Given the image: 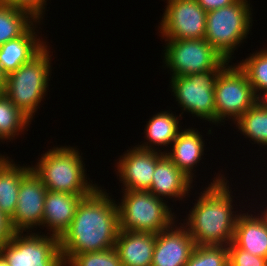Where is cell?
I'll use <instances>...</instances> for the list:
<instances>
[{
	"instance_id": "7",
	"label": "cell",
	"mask_w": 267,
	"mask_h": 266,
	"mask_svg": "<svg viewBox=\"0 0 267 266\" xmlns=\"http://www.w3.org/2000/svg\"><path fill=\"white\" fill-rule=\"evenodd\" d=\"M165 64L172 77L221 71L229 62L203 39L165 40ZM228 62V63H227Z\"/></svg>"
},
{
	"instance_id": "15",
	"label": "cell",
	"mask_w": 267,
	"mask_h": 266,
	"mask_svg": "<svg viewBox=\"0 0 267 266\" xmlns=\"http://www.w3.org/2000/svg\"><path fill=\"white\" fill-rule=\"evenodd\" d=\"M85 197L87 196L47 191L42 225L49 227L51 235L60 239L70 227L76 209Z\"/></svg>"
},
{
	"instance_id": "28",
	"label": "cell",
	"mask_w": 267,
	"mask_h": 266,
	"mask_svg": "<svg viewBox=\"0 0 267 266\" xmlns=\"http://www.w3.org/2000/svg\"><path fill=\"white\" fill-rule=\"evenodd\" d=\"M64 264L70 266H122L116 249L73 254Z\"/></svg>"
},
{
	"instance_id": "16",
	"label": "cell",
	"mask_w": 267,
	"mask_h": 266,
	"mask_svg": "<svg viewBox=\"0 0 267 266\" xmlns=\"http://www.w3.org/2000/svg\"><path fill=\"white\" fill-rule=\"evenodd\" d=\"M156 234L120 230L114 248L122 266H151Z\"/></svg>"
},
{
	"instance_id": "3",
	"label": "cell",
	"mask_w": 267,
	"mask_h": 266,
	"mask_svg": "<svg viewBox=\"0 0 267 266\" xmlns=\"http://www.w3.org/2000/svg\"><path fill=\"white\" fill-rule=\"evenodd\" d=\"M78 152L65 146L50 149L32 170L48 191L89 196L97 187L86 180L85 167Z\"/></svg>"
},
{
	"instance_id": "4",
	"label": "cell",
	"mask_w": 267,
	"mask_h": 266,
	"mask_svg": "<svg viewBox=\"0 0 267 266\" xmlns=\"http://www.w3.org/2000/svg\"><path fill=\"white\" fill-rule=\"evenodd\" d=\"M47 48L45 45L28 62L7 74L6 78L4 94L30 119H33L50 81L51 66Z\"/></svg>"
},
{
	"instance_id": "18",
	"label": "cell",
	"mask_w": 267,
	"mask_h": 266,
	"mask_svg": "<svg viewBox=\"0 0 267 266\" xmlns=\"http://www.w3.org/2000/svg\"><path fill=\"white\" fill-rule=\"evenodd\" d=\"M233 243L252 255L267 259V222L262 215L238 214Z\"/></svg>"
},
{
	"instance_id": "32",
	"label": "cell",
	"mask_w": 267,
	"mask_h": 266,
	"mask_svg": "<svg viewBox=\"0 0 267 266\" xmlns=\"http://www.w3.org/2000/svg\"><path fill=\"white\" fill-rule=\"evenodd\" d=\"M237 0H197L200 7L206 12L229 6Z\"/></svg>"
},
{
	"instance_id": "31",
	"label": "cell",
	"mask_w": 267,
	"mask_h": 266,
	"mask_svg": "<svg viewBox=\"0 0 267 266\" xmlns=\"http://www.w3.org/2000/svg\"><path fill=\"white\" fill-rule=\"evenodd\" d=\"M13 234L10 219L0 211V248L12 238Z\"/></svg>"
},
{
	"instance_id": "36",
	"label": "cell",
	"mask_w": 267,
	"mask_h": 266,
	"mask_svg": "<svg viewBox=\"0 0 267 266\" xmlns=\"http://www.w3.org/2000/svg\"><path fill=\"white\" fill-rule=\"evenodd\" d=\"M6 83H0V96L4 93Z\"/></svg>"
},
{
	"instance_id": "5",
	"label": "cell",
	"mask_w": 267,
	"mask_h": 266,
	"mask_svg": "<svg viewBox=\"0 0 267 266\" xmlns=\"http://www.w3.org/2000/svg\"><path fill=\"white\" fill-rule=\"evenodd\" d=\"M118 207L120 230L157 234L175 222L171 208L149 191L124 190ZM170 209V210H169Z\"/></svg>"
},
{
	"instance_id": "9",
	"label": "cell",
	"mask_w": 267,
	"mask_h": 266,
	"mask_svg": "<svg viewBox=\"0 0 267 266\" xmlns=\"http://www.w3.org/2000/svg\"><path fill=\"white\" fill-rule=\"evenodd\" d=\"M22 234L14 232L12 238L0 248L9 266H66L59 238L35 233L28 236Z\"/></svg>"
},
{
	"instance_id": "34",
	"label": "cell",
	"mask_w": 267,
	"mask_h": 266,
	"mask_svg": "<svg viewBox=\"0 0 267 266\" xmlns=\"http://www.w3.org/2000/svg\"><path fill=\"white\" fill-rule=\"evenodd\" d=\"M7 74L2 70L0 65V83H6Z\"/></svg>"
},
{
	"instance_id": "19",
	"label": "cell",
	"mask_w": 267,
	"mask_h": 266,
	"mask_svg": "<svg viewBox=\"0 0 267 266\" xmlns=\"http://www.w3.org/2000/svg\"><path fill=\"white\" fill-rule=\"evenodd\" d=\"M31 26L22 36L0 46V65L9 74L34 57L46 44L35 35Z\"/></svg>"
},
{
	"instance_id": "8",
	"label": "cell",
	"mask_w": 267,
	"mask_h": 266,
	"mask_svg": "<svg viewBox=\"0 0 267 266\" xmlns=\"http://www.w3.org/2000/svg\"><path fill=\"white\" fill-rule=\"evenodd\" d=\"M215 123L232 117L237 121L258 98L246 73L238 66L228 64L218 73L214 87Z\"/></svg>"
},
{
	"instance_id": "35",
	"label": "cell",
	"mask_w": 267,
	"mask_h": 266,
	"mask_svg": "<svg viewBox=\"0 0 267 266\" xmlns=\"http://www.w3.org/2000/svg\"><path fill=\"white\" fill-rule=\"evenodd\" d=\"M0 266H9L4 256L0 253Z\"/></svg>"
},
{
	"instance_id": "22",
	"label": "cell",
	"mask_w": 267,
	"mask_h": 266,
	"mask_svg": "<svg viewBox=\"0 0 267 266\" xmlns=\"http://www.w3.org/2000/svg\"><path fill=\"white\" fill-rule=\"evenodd\" d=\"M179 119L171 112H161L154 115L146 124L144 133H146V139H149L146 145H138L137 147L145 150H157L152 146H165L174 142L178 136L179 131ZM153 144V145H152ZM157 144V145H156Z\"/></svg>"
},
{
	"instance_id": "2",
	"label": "cell",
	"mask_w": 267,
	"mask_h": 266,
	"mask_svg": "<svg viewBox=\"0 0 267 266\" xmlns=\"http://www.w3.org/2000/svg\"><path fill=\"white\" fill-rule=\"evenodd\" d=\"M225 180L220 175L214 178L188 215L186 227L196 245L228 246L233 242L238 214H233V199Z\"/></svg>"
},
{
	"instance_id": "14",
	"label": "cell",
	"mask_w": 267,
	"mask_h": 266,
	"mask_svg": "<svg viewBox=\"0 0 267 266\" xmlns=\"http://www.w3.org/2000/svg\"><path fill=\"white\" fill-rule=\"evenodd\" d=\"M172 226L156 234L151 266H185L191 257L196 243L188 229Z\"/></svg>"
},
{
	"instance_id": "6",
	"label": "cell",
	"mask_w": 267,
	"mask_h": 266,
	"mask_svg": "<svg viewBox=\"0 0 267 266\" xmlns=\"http://www.w3.org/2000/svg\"><path fill=\"white\" fill-rule=\"evenodd\" d=\"M251 15L247 0H237L229 6L208 11L204 38L229 62L233 50L248 35Z\"/></svg>"
},
{
	"instance_id": "17",
	"label": "cell",
	"mask_w": 267,
	"mask_h": 266,
	"mask_svg": "<svg viewBox=\"0 0 267 266\" xmlns=\"http://www.w3.org/2000/svg\"><path fill=\"white\" fill-rule=\"evenodd\" d=\"M192 181L165 154L156 164L152 184L148 191L157 198L183 199L189 195Z\"/></svg>"
},
{
	"instance_id": "37",
	"label": "cell",
	"mask_w": 267,
	"mask_h": 266,
	"mask_svg": "<svg viewBox=\"0 0 267 266\" xmlns=\"http://www.w3.org/2000/svg\"><path fill=\"white\" fill-rule=\"evenodd\" d=\"M262 216H263V218L266 220V222H267V209H266V211H264L263 213H262Z\"/></svg>"
},
{
	"instance_id": "23",
	"label": "cell",
	"mask_w": 267,
	"mask_h": 266,
	"mask_svg": "<svg viewBox=\"0 0 267 266\" xmlns=\"http://www.w3.org/2000/svg\"><path fill=\"white\" fill-rule=\"evenodd\" d=\"M36 21L28 11L0 0V46L22 36Z\"/></svg>"
},
{
	"instance_id": "12",
	"label": "cell",
	"mask_w": 267,
	"mask_h": 266,
	"mask_svg": "<svg viewBox=\"0 0 267 266\" xmlns=\"http://www.w3.org/2000/svg\"><path fill=\"white\" fill-rule=\"evenodd\" d=\"M47 191L40 177L32 169L23 177L17 206L10 219L14 232H24L42 225Z\"/></svg>"
},
{
	"instance_id": "33",
	"label": "cell",
	"mask_w": 267,
	"mask_h": 266,
	"mask_svg": "<svg viewBox=\"0 0 267 266\" xmlns=\"http://www.w3.org/2000/svg\"><path fill=\"white\" fill-rule=\"evenodd\" d=\"M258 101L267 108V92L258 98Z\"/></svg>"
},
{
	"instance_id": "27",
	"label": "cell",
	"mask_w": 267,
	"mask_h": 266,
	"mask_svg": "<svg viewBox=\"0 0 267 266\" xmlns=\"http://www.w3.org/2000/svg\"><path fill=\"white\" fill-rule=\"evenodd\" d=\"M185 266H229L228 246L196 245Z\"/></svg>"
},
{
	"instance_id": "10",
	"label": "cell",
	"mask_w": 267,
	"mask_h": 266,
	"mask_svg": "<svg viewBox=\"0 0 267 266\" xmlns=\"http://www.w3.org/2000/svg\"><path fill=\"white\" fill-rule=\"evenodd\" d=\"M220 71L171 77L172 92L184 111L215 123L214 87Z\"/></svg>"
},
{
	"instance_id": "26",
	"label": "cell",
	"mask_w": 267,
	"mask_h": 266,
	"mask_svg": "<svg viewBox=\"0 0 267 266\" xmlns=\"http://www.w3.org/2000/svg\"><path fill=\"white\" fill-rule=\"evenodd\" d=\"M242 61L238 66L246 73L255 96L259 98L262 91L263 94L267 92V49L253 53Z\"/></svg>"
},
{
	"instance_id": "29",
	"label": "cell",
	"mask_w": 267,
	"mask_h": 266,
	"mask_svg": "<svg viewBox=\"0 0 267 266\" xmlns=\"http://www.w3.org/2000/svg\"><path fill=\"white\" fill-rule=\"evenodd\" d=\"M228 264L229 266H267V259L252 255L231 242L228 245Z\"/></svg>"
},
{
	"instance_id": "1",
	"label": "cell",
	"mask_w": 267,
	"mask_h": 266,
	"mask_svg": "<svg viewBox=\"0 0 267 266\" xmlns=\"http://www.w3.org/2000/svg\"><path fill=\"white\" fill-rule=\"evenodd\" d=\"M117 206L108 193L98 187L81 200L70 227L59 239L64 263L73 254L114 247L120 231Z\"/></svg>"
},
{
	"instance_id": "11",
	"label": "cell",
	"mask_w": 267,
	"mask_h": 266,
	"mask_svg": "<svg viewBox=\"0 0 267 266\" xmlns=\"http://www.w3.org/2000/svg\"><path fill=\"white\" fill-rule=\"evenodd\" d=\"M160 33L165 40L203 39L207 12L197 0H167Z\"/></svg>"
},
{
	"instance_id": "20",
	"label": "cell",
	"mask_w": 267,
	"mask_h": 266,
	"mask_svg": "<svg viewBox=\"0 0 267 266\" xmlns=\"http://www.w3.org/2000/svg\"><path fill=\"white\" fill-rule=\"evenodd\" d=\"M198 130H182L173 142V149L166 156L192 180L193 166L202 159L204 143Z\"/></svg>"
},
{
	"instance_id": "30",
	"label": "cell",
	"mask_w": 267,
	"mask_h": 266,
	"mask_svg": "<svg viewBox=\"0 0 267 266\" xmlns=\"http://www.w3.org/2000/svg\"><path fill=\"white\" fill-rule=\"evenodd\" d=\"M9 5L16 8L28 11L36 20L40 22L43 15L44 5H46V0H2Z\"/></svg>"
},
{
	"instance_id": "24",
	"label": "cell",
	"mask_w": 267,
	"mask_h": 266,
	"mask_svg": "<svg viewBox=\"0 0 267 266\" xmlns=\"http://www.w3.org/2000/svg\"><path fill=\"white\" fill-rule=\"evenodd\" d=\"M236 125L252 141L267 145V108L259 101L237 120Z\"/></svg>"
},
{
	"instance_id": "13",
	"label": "cell",
	"mask_w": 267,
	"mask_h": 266,
	"mask_svg": "<svg viewBox=\"0 0 267 266\" xmlns=\"http://www.w3.org/2000/svg\"><path fill=\"white\" fill-rule=\"evenodd\" d=\"M165 155L156 150L134 147L117 162L120 181L130 191H148L152 184L157 162Z\"/></svg>"
},
{
	"instance_id": "21",
	"label": "cell",
	"mask_w": 267,
	"mask_h": 266,
	"mask_svg": "<svg viewBox=\"0 0 267 266\" xmlns=\"http://www.w3.org/2000/svg\"><path fill=\"white\" fill-rule=\"evenodd\" d=\"M31 169L30 166H16L13 160L10 162L0 155V211L9 219L17 206L21 181Z\"/></svg>"
},
{
	"instance_id": "25",
	"label": "cell",
	"mask_w": 267,
	"mask_h": 266,
	"mask_svg": "<svg viewBox=\"0 0 267 266\" xmlns=\"http://www.w3.org/2000/svg\"><path fill=\"white\" fill-rule=\"evenodd\" d=\"M30 120L4 93L0 96V137L3 140L13 139L24 131Z\"/></svg>"
}]
</instances>
